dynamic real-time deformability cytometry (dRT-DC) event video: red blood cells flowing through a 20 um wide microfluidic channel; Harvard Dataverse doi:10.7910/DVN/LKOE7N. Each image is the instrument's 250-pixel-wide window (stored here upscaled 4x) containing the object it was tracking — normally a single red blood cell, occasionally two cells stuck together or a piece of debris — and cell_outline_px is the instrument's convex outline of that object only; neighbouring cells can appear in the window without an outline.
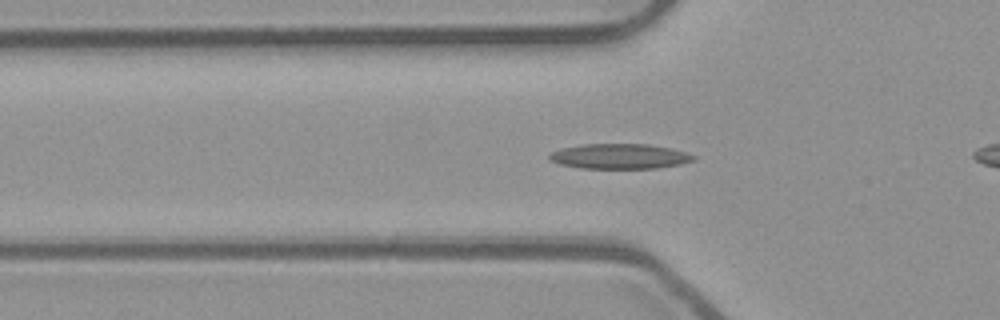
{"species": "common noctule bat (a hibernating species)", "species_latin": "Nyctalus noctula", "temperature_condition": "room temperature", "stored_images_in_passage": 53, "camera_frame_rate_fps": 3000, "um_per_image_px": 0.085, "animal": {"sex": "male", "body_mass_g": 23.1, "forearm_length_mm": 52.7}, "frame": {"image": 1, "passage_image": 17, "time_ms": 5.333, "image_size_px": [1000, 320], "cell_outline_px": [[696, 160], [680, 164], [656, 168], [580, 168], [560, 164], [548, 160], [548, 156], [552, 152], [564, 148], [580, 144], [648, 144], [668, 148], [684, 152], [696, 156]], "centroid_in_image_um": [52.65, 13.29], "position_along_channel_um": 73.1, "area_um2": 20.92}}
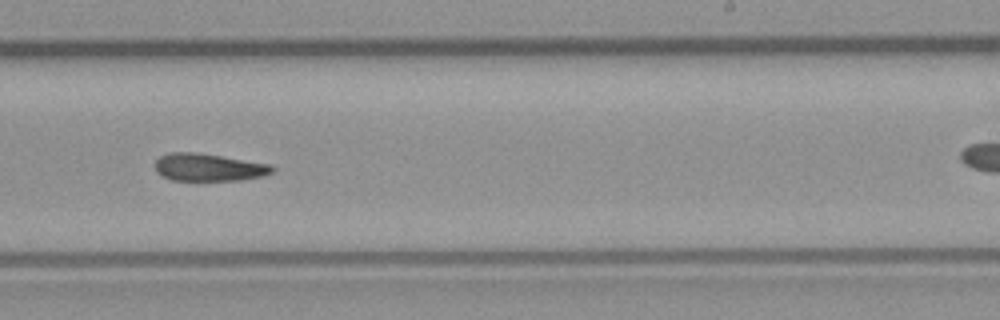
{"frame": {"image": 2, "passage_image": 32, "time_ms": 10.333, "image_size_px": [1000, 320], "cell_outline_px": [[276, 168], [272, 172], [264, 176], [244, 180], [172, 180], [156, 172], [156, 160], [160, 156], [172, 152], [192, 152], [220, 156], [272, 164]], "centroid_in_image_um": [17.78, 14.23], "position_along_channel_um": 271.2, "area_um2": 18.73}}
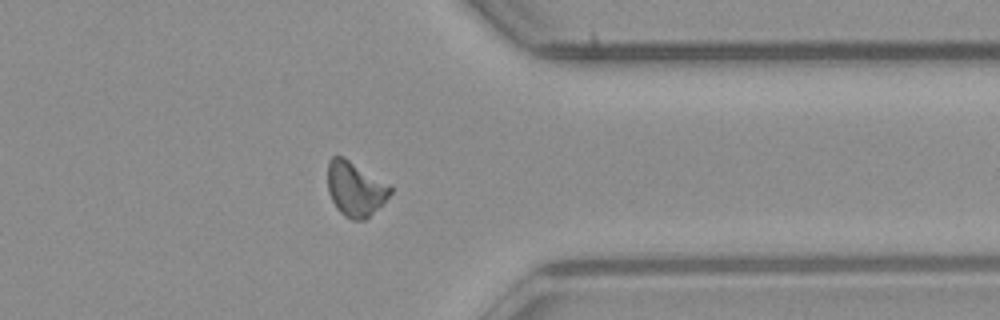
{"frame": {"image": 3, "passage_image": 41, "time_ms": 13.333, "image_size_px": [1000, 320], "cell_outline_px": [[392, 192], [384, 204], [364, 220], [352, 220], [344, 216], [336, 208], [328, 192], [328, 160], [332, 156], [344, 156], [392, 184]], "centroid_in_image_um": [30.24, 16.04], "position_along_channel_um": 381.2, "area_um2": 20.52}}